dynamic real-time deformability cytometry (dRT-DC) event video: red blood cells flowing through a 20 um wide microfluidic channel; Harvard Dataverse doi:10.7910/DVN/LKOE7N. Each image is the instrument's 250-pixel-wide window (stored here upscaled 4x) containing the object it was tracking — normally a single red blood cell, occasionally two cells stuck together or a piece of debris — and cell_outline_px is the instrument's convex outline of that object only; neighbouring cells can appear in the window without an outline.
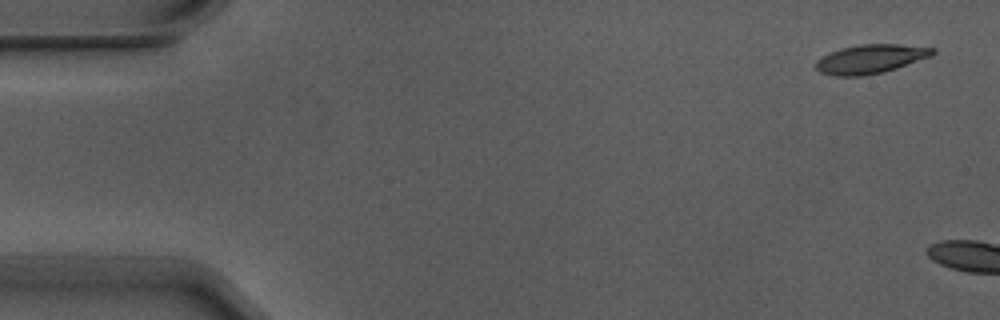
{"species": "Egyptian fruit bat (a non-hibernating species)", "species_latin": "Rousettus aegyptiacus", "temperature_condition": "warm", "stored_images_in_passage": 3, "camera_frame_rate_fps": 3000, "um_per_image_px": 0.085, "animal": {"sex": "male"}, "frame": {"image": 1, "passage_image": 1, "time_ms": 0.0, "image_size_px": [1000, 320], "cell_outline_px": [[936, 52], [932, 56], [884, 72], [864, 76], [832, 76], [820, 72], [816, 68], [816, 60], [840, 48], [860, 44], [896, 44], [936, 48]], "centroid_in_image_um": [74.01, 5.02], "position_along_channel_um": 11.0, "area_um2": 19.71}}